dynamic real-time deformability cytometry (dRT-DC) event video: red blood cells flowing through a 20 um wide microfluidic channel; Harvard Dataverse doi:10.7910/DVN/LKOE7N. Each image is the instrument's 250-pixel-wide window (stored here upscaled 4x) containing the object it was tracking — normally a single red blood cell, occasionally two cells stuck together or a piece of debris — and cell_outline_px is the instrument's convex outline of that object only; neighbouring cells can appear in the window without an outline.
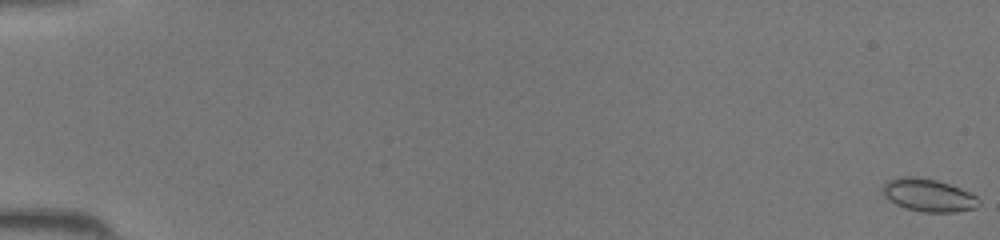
{"species": "common noctule bat (a hibernating species)", "species_latin": "Nyctalus noctula", "temperature_condition": "room temperature", "stored_images_in_passage": 45, "camera_frame_rate_fps": 3000, "um_per_image_px": 0.085, "animal": {"sex": "female", "body_mass_g": 19.5, "forearm_length_mm": 54.1}, "frame": {"image": 1, "passage_image": 1, "time_ms": 0.0, "image_size_px": [1000, 240], "cell_outline_px": [[980, 204], [972, 208], [956, 212], [924, 212], [908, 208], [896, 204], [888, 200], [884, 196], [880, 188], [888, 180], [896, 176], [916, 176], [936, 180], [960, 188], [976, 196], [980, 200]], "centroid_in_image_um": [78.86, 16.57], "position_along_channel_um": 6.1, "area_um2": 18.38}}
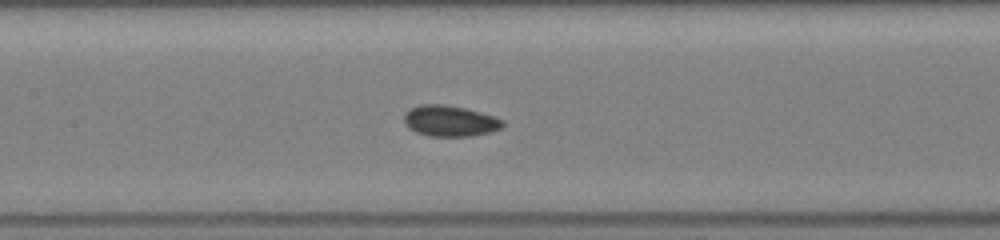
{"frame": {"image": 2, "passage_image": 23, "time_ms": 7.333, "image_size_px": [1000, 240], "cell_outline_px": [[504, 124], [500, 128], [488, 132], [472, 136], [428, 136], [416, 132], [408, 128], [404, 124], [404, 112], [408, 108], [420, 104], [444, 104], [464, 108], [480, 112], [504, 120]], "centroid_in_image_um": [38.17, 10.27], "position_along_channel_um": 169.2, "area_um2": 17.86}}
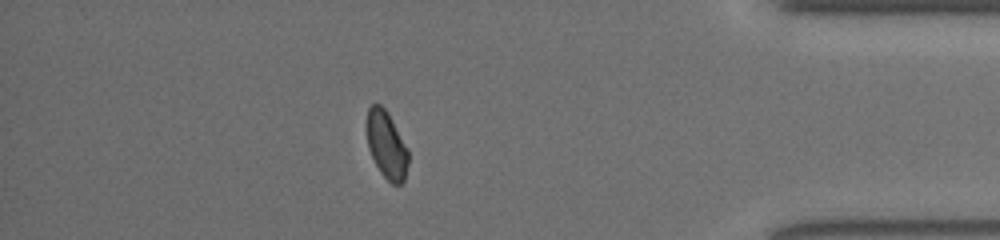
{"frame": {"image": 3, "passage_image": 40, "time_ms": 13.0, "image_size_px": [1000, 240], "cell_outline_px": [[408, 164], [404, 180], [400, 184], [392, 184], [380, 172], [368, 148], [368, 108], [372, 104], [380, 104], [388, 112], [408, 148]], "centroid_in_image_um": [32.88, 12.32], "position_along_channel_um": 402.3, "area_um2": 16.07}}